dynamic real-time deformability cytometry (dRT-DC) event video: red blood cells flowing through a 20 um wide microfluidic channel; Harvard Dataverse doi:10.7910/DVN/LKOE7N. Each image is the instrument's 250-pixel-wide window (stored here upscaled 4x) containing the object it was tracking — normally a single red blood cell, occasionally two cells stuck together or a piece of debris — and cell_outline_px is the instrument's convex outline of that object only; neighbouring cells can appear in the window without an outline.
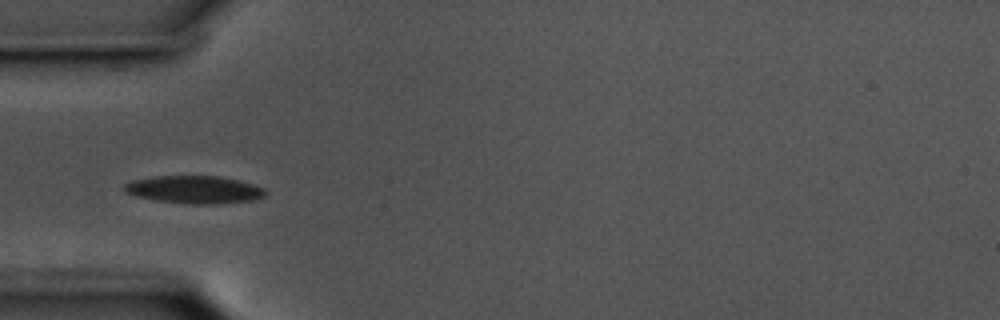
{"species": "common noctule bat (a hibernating species)", "species_latin": "Nyctalus noctula", "temperature_condition": "cold", "stored_images_in_passage": 40, "camera_frame_rate_fps": 3000, "um_per_image_px": 0.085, "animal": {"sex": "male", "body_mass_g": 17.5, "forearm_length_mm": 52.3}, "frame": {"image": 1, "passage_image": 1, "time_ms": 0.0, "image_size_px": [1000, 320], "cell_outline_px": [[268, 192], [264, 196], [252, 200], [216, 204], [192, 204], [156, 200], [136, 196], [124, 192], [124, 184], [132, 180], [156, 176], [216, 176], [236, 180], [252, 184], [264, 188]], "centroid_in_image_um": [16.5, 16.12], "position_along_channel_um": 68.5, "area_um2": 22.6}}
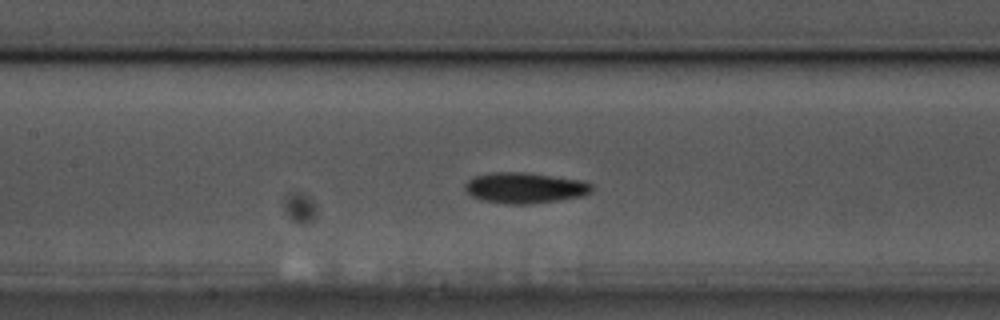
{"frame": {"image": 2, "passage_image": 9, "time_ms": 2.667, "image_size_px": [1000, 320], "cell_outline_px": [[592, 192], [580, 196], [556, 200], [528, 204], [512, 204], [484, 200], [472, 196], [464, 188], [464, 184], [472, 176], [492, 172], [524, 172], [580, 180], [592, 184]], "centroid_in_image_um": [44.57, 15.95], "position_along_channel_um": 162.8, "area_um2": 22.43}}
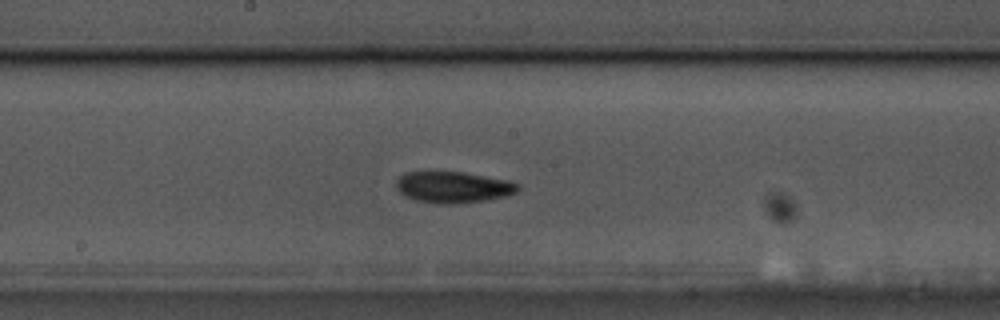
{"frame": {"image": 3, "passage_image": 13, "time_ms": 4.0, "image_size_px": [1000, 320], "cell_outline_px": [[520, 188], [516, 192], [504, 196], [484, 200], [448, 204], [440, 204], [416, 200], [404, 196], [396, 188], [396, 180], [404, 172], [464, 172], [508, 180], [520, 184]], "centroid_in_image_um": [38.5, 15.9], "position_along_channel_um": 209.7, "area_um2": 22.08}, "authors_computed_cell_mechanics": {"area_um2": 20.1722, "velocity_mm_per_s": 3.5476, "shape_relaxation_time_tau1_ms": 2.0854, "shape_relaxation_time_tau2_ms": 3.7125, "deformation_change_tau1": 0.1062, "deformation_change_tau2": 0.0782}}